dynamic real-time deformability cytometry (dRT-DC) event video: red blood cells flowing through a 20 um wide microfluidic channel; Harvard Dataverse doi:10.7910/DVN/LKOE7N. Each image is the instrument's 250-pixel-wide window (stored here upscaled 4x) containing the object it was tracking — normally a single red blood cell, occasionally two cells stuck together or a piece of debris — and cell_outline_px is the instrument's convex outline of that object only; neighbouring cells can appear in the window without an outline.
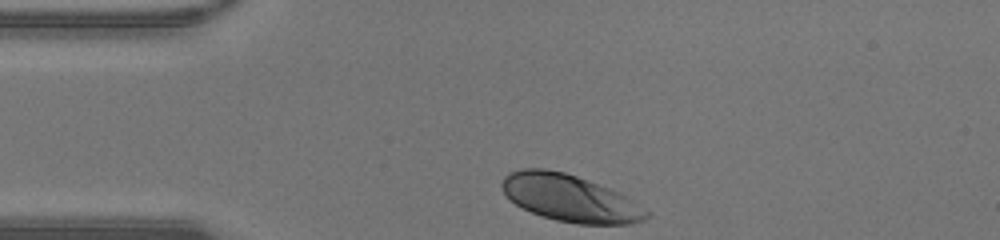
{"species": "human", "species_latin": "Homo sapiens", "temperature_condition": "warm", "stored_images_in_passage": 28, "camera_frame_rate_fps": 3000, "um_per_image_px": 0.085, "donor": {"sex": "male"}, "frame": {"image": 1, "passage_image": 1, "time_ms": 0.0, "image_size_px": [1000, 240], "cell_outline_px": [[652, 216], [644, 220], [628, 224], [576, 224], [556, 220], [532, 212], [516, 204], [504, 192], [500, 184], [504, 176], [520, 168], [544, 168], [564, 172], [576, 176], [620, 192], [652, 212]], "centroid_in_image_um": [48.5, 16.84], "position_along_channel_um": 36.5, "area_um2": 39.54}}
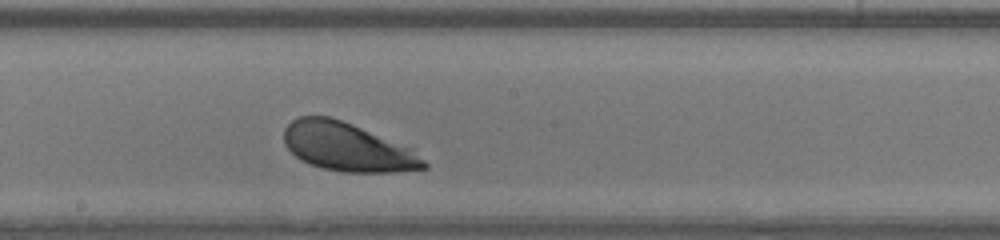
{"frame": {"image": 2, "passage_image": 16, "time_ms": 5.0, "image_size_px": [1000, 240], "cell_outline_px": [[428, 168], [392, 172], [344, 172], [324, 168], [308, 164], [300, 160], [284, 144], [284, 128], [292, 120], [300, 116], [328, 116], [352, 124], [412, 148], [428, 164]], "centroid_in_image_um": [29.52, 12.5], "position_along_channel_um": 218.7, "area_um2": 39.3}}
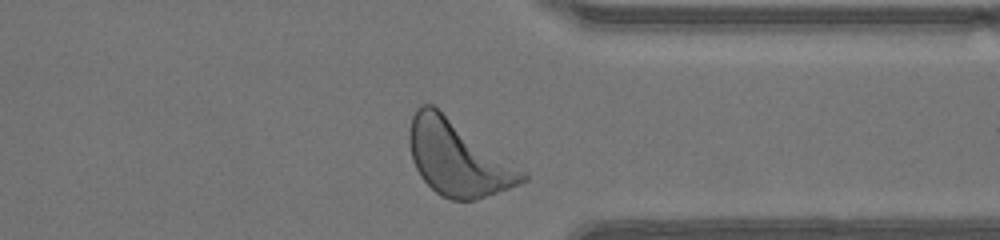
{"frame": {"image": 3, "passage_image": 27, "time_ms": 8.667, "image_size_px": [1000, 240], "cell_outline_px": [[528, 180], [520, 184], [476, 200], [452, 200], [436, 192], [420, 176], [412, 160], [408, 140], [408, 132], [412, 116], [416, 108], [420, 104], [432, 104], [524, 172], [528, 176]], "centroid_in_image_um": [38.86, 13.44], "position_along_channel_um": 372.5, "area_um2": 48.55}, "authors_computed_cell_mechanics": {"area_um2": 39.9109, "velocity_mm_per_s": 4.3189, "shape_relaxation_time_tau1_ms": 1.1519, "shape_relaxation_time_tau2_ms": 3.3659, "deformation_change_tau1": 0.1215, "deformation_change_tau2": 0.1486}}